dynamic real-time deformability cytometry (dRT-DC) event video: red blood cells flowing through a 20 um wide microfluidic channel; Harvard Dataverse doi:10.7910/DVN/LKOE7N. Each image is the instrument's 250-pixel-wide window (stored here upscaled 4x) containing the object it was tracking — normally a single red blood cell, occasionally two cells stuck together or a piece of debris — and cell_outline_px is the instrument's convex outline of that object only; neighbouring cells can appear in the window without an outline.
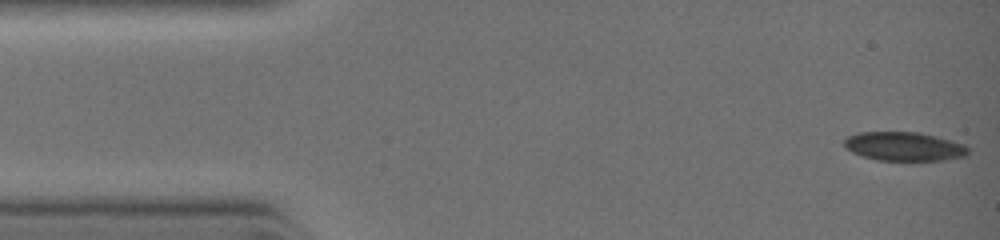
{"species": "common noctule bat (a hibernating species)", "species_latin": "Nyctalus noctula", "temperature_condition": "warm", "stored_images_in_passage": 4, "camera_frame_rate_fps": 3000, "um_per_image_px": 0.085, "animal": {"sex": "female", "body_mass_g": 19.0, "forearm_length_mm": 51.5}, "frame": {"image": 1, "passage_image": 1, "time_ms": 0.0, "image_size_px": [1000, 240], "cell_outline_px": [[968, 152], [964, 156], [940, 160], [880, 160], [864, 156], [852, 152], [844, 144], [844, 140], [848, 136], [860, 132], [920, 132], [952, 140], [964, 144], [968, 148]], "centroid_in_image_um": [76.86, 12.43], "position_along_channel_um": 8.1, "area_um2": 20.58}}
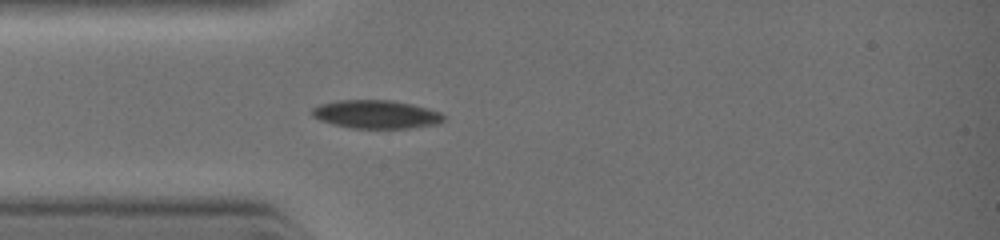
{"frame": {"image": 2, "passage_image": 4, "time_ms": 2.667, "image_size_px": [1000, 240], "cell_outline_px": [[444, 120], [436, 124], [408, 128], [352, 128], [320, 120], [312, 116], [312, 108], [320, 104], [336, 100], [392, 100], [412, 104], [440, 112], [444, 116]], "centroid_in_image_um": [31.96, 9.71], "position_along_channel_um": 53.0, "area_um2": 21.56}}